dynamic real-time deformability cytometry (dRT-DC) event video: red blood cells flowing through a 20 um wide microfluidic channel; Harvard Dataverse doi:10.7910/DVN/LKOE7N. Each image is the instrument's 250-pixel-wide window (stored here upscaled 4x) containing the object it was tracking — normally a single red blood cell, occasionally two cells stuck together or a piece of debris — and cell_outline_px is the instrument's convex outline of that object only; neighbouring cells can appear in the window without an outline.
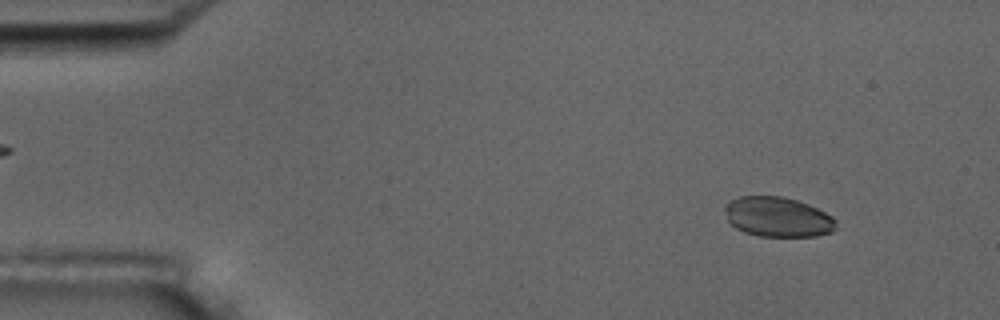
{"species": "common noctule bat (a hibernating species)", "species_latin": "Nyctalus noctula", "temperature_condition": "room temperature", "stored_images_in_passage": 4, "camera_frame_rate_fps": 3000, "um_per_image_px": 0.085, "animal": {"sex": "male", "body_mass_g": 17.5, "forearm_length_mm": 52.3}, "frame": {"image": 1, "passage_image": 1, "time_ms": 0.0, "image_size_px": [1000, 320], "cell_outline_px": [[836, 228], [832, 232], [816, 236], [760, 236], [744, 232], [736, 228], [728, 220], [724, 208], [724, 204], [728, 200], [740, 196], [784, 196], [808, 204], [832, 216], [836, 220]], "centroid_in_image_um": [66.09, 18.43], "position_along_channel_um": 18.9, "area_um2": 25.95}}
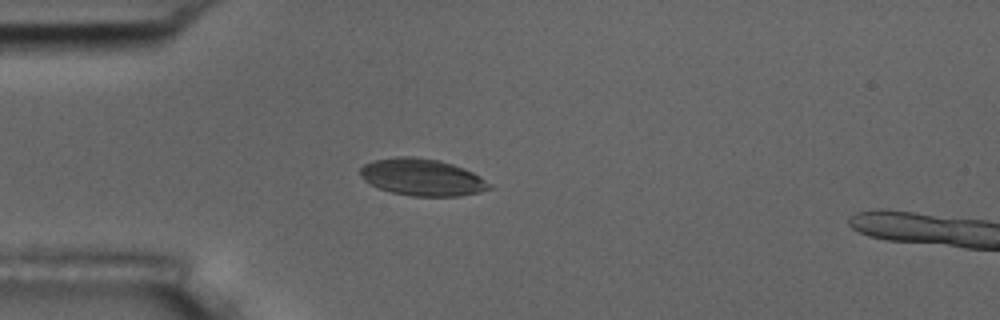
{"frame": {"image": 2, "passage_image": 3, "time_ms": 3.0, "image_size_px": [1000, 320], "cell_outline_px": [[492, 188], [480, 192], [460, 196], [412, 196], [392, 192], [380, 188], [364, 180], [360, 172], [360, 168], [364, 164], [372, 160], [396, 156], [412, 156], [440, 160], [464, 168], [480, 176], [492, 184]], "centroid_in_image_um": [35.9, 15.05], "position_along_channel_um": 49.1, "area_um2": 27.86}}